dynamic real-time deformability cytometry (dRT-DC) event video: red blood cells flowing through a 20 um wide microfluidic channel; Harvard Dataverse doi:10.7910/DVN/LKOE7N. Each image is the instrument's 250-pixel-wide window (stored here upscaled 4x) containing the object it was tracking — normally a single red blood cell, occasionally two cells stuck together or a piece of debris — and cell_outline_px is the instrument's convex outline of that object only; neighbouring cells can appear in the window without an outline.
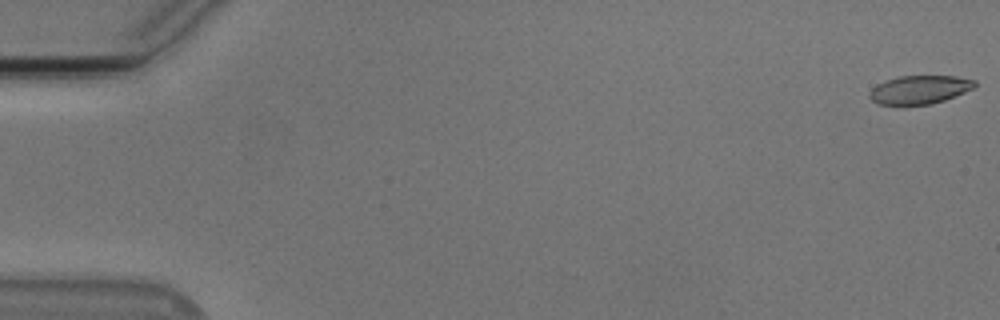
{"species": "Egyptian fruit bat (a non-hibernating species)", "species_latin": "Rousettus aegyptiacus", "temperature_condition": "cold", "stored_images_in_passage": 55, "camera_frame_rate_fps": 3000, "um_per_image_px": 0.085, "animal": {"sex": "male"}, "frame": {"image": 1, "passage_image": 1, "time_ms": 0.0, "image_size_px": [1000, 320], "cell_outline_px": [[976, 84], [972, 88], [964, 92], [944, 100], [932, 104], [876, 104], [868, 96], [868, 92], [876, 84], [900, 76], [956, 76], [976, 80]], "centroid_in_image_um": [78.14, 7.61], "position_along_channel_um": 6.9, "area_um2": 17.28}}
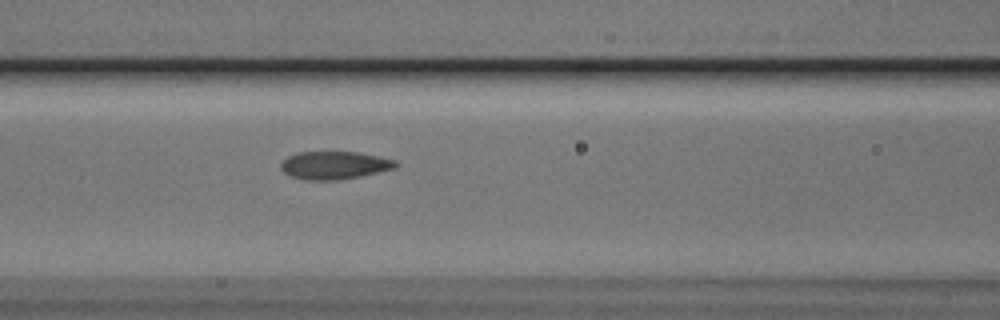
{"frame": {"image": 2, "passage_image": 24, "time_ms": 7.667, "image_size_px": [1000, 320], "cell_outline_px": [[400, 164], [396, 168], [360, 176], [340, 180], [304, 180], [288, 176], [280, 168], [280, 164], [288, 156], [300, 152], [360, 152], [396, 160]], "centroid_in_image_um": [28.43, 14.05], "position_along_channel_um": 138.2, "area_um2": 18.84}}
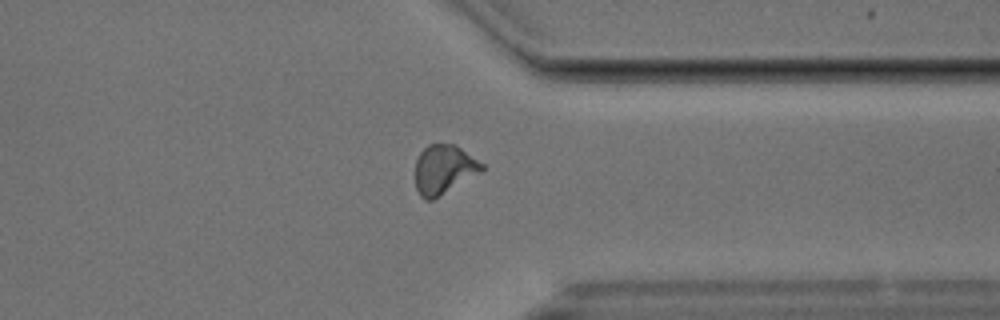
{"frame": {"image": 3, "passage_image": 43, "time_ms": 14.0, "image_size_px": [1000, 320], "cell_outline_px": [[484, 168], [480, 172], [432, 200], [424, 200], [420, 196], [416, 188], [416, 160], [420, 152], [428, 144], [456, 144], [484, 164]], "centroid_in_image_um": [37.71, 14.38], "position_along_channel_um": 373.7, "area_um2": 18.9}, "authors_computed_cell_mechanics": {"area_um2": 18.785, "velocity_mm_per_s": 3.7614, "shape_relaxation_time_tau1_ms": 4.6932, "shape_relaxation_time_tau2_ms": 1.0718, "deformation_change_tau1": 0.1389, "deformation_change_tau2": 0.0523}}